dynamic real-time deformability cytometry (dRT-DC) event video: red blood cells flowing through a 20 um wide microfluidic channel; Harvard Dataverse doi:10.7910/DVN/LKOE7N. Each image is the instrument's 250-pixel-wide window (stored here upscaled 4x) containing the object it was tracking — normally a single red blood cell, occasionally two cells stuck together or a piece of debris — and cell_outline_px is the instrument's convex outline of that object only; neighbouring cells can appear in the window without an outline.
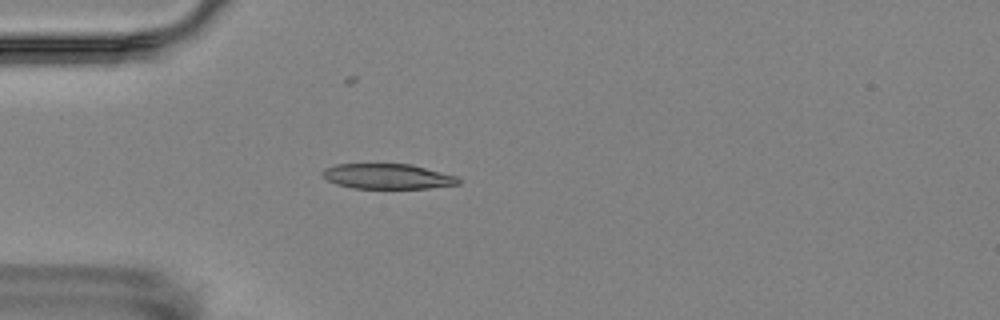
{"species": "Egyptian fruit bat (a non-hibernating species)", "species_latin": "Rousettus aegyptiacus", "temperature_condition": "room temperature", "stored_images_in_passage": 2, "camera_frame_rate_fps": 3000, "um_per_image_px": 0.085, "animal": {"sex": "female"}, "frame": {"image": 1, "passage_image": 2, "time_ms": 1.0, "image_size_px": [1000, 320], "cell_outline_px": [[460, 184], [428, 188], [352, 188], [336, 184], [328, 180], [320, 172], [324, 168], [336, 164], [412, 164], [456, 176], [460, 180]], "centroid_in_image_um": [32.92, 14.99], "position_along_channel_um": 52.1, "area_um2": 19.88}}